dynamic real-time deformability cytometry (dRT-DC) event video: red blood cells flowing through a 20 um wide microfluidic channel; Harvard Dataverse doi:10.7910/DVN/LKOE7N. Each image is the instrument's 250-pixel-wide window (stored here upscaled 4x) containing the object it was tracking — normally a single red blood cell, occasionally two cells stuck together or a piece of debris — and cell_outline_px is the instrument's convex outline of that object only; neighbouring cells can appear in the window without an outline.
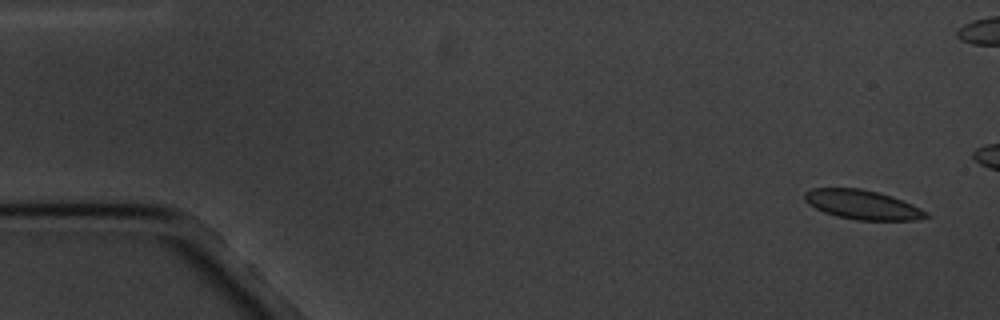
{"species": "common noctule bat (a hibernating species)", "species_latin": "Nyctalus noctula", "temperature_condition": "cold", "stored_images_in_passage": 5, "camera_frame_rate_fps": 3000, "um_per_image_px": 0.085, "animal": {"sex": "male", "body_mass_g": 20.1, "forearm_length_mm": 53.5}, "frame": {"image": 1, "passage_image": 1, "time_ms": 0.0, "image_size_px": [1000, 320], "cell_outline_px": [[932, 216], [916, 220], [856, 220], [836, 216], [824, 212], [808, 204], [804, 200], [804, 192], [812, 188], [860, 188], [892, 196], [912, 204], [928, 212]], "centroid_in_image_um": [73.31, 17.4], "position_along_channel_um": 11.7, "area_um2": 20.81}}